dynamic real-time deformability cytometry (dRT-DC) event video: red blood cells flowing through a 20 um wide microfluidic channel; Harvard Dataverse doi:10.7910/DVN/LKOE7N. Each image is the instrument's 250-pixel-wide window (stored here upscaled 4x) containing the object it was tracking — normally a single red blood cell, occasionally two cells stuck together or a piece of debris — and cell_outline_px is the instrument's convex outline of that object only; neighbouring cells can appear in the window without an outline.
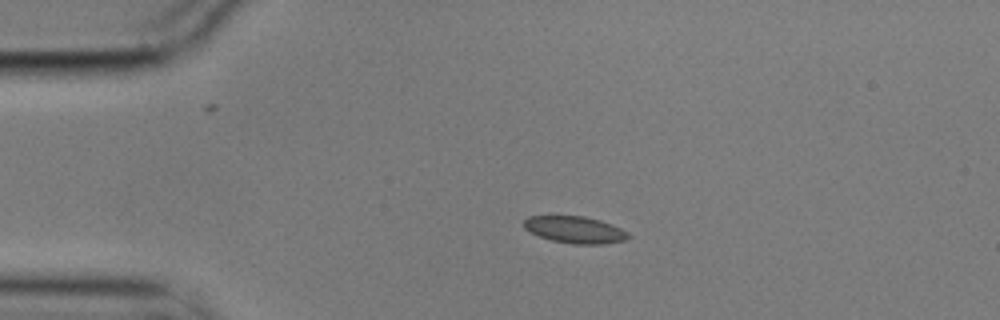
{"species": "common noctule bat (a hibernating species)", "species_latin": "Nyctalus noctula", "temperature_condition": "cold", "stored_images_in_passage": 9, "camera_frame_rate_fps": 3000, "um_per_image_px": 0.085, "animal": {"sex": "male", "body_mass_g": 17.9}, "frame": {"image": 1, "passage_image": 4, "time_ms": 1.0, "image_size_px": [1000, 320], "cell_outline_px": [[632, 236], [624, 240], [604, 244], [572, 244], [552, 240], [540, 236], [524, 228], [524, 220], [528, 216], [584, 216], [600, 220], [612, 224], [628, 232]], "centroid_in_image_um": [48.9, 19.52], "position_along_channel_um": 36.1, "area_um2": 16.3}}
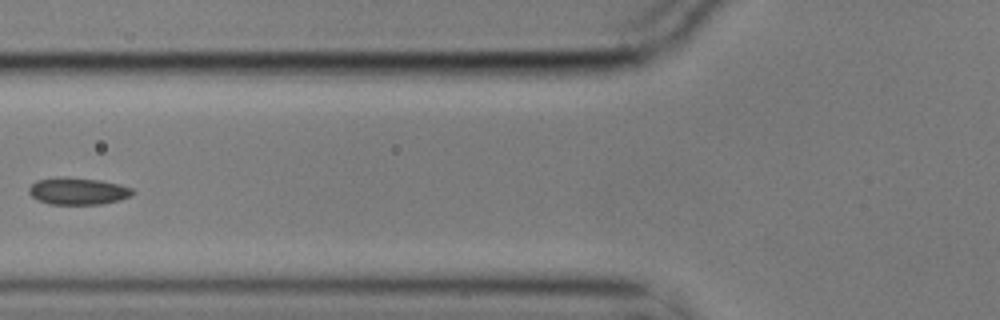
{"frame": {"image": 2, "passage_image": 7, "time_ms": 2.0, "image_size_px": [1000, 320], "cell_outline_px": [[136, 192], [132, 196], [120, 200], [100, 204], [48, 204], [36, 200], [28, 192], [28, 188], [36, 180], [56, 176], [68, 176], [100, 180], [120, 184], [132, 188]], "centroid_in_image_um": [6.61, 16.23], "position_along_channel_um": 119.2, "area_um2": 16.76}}
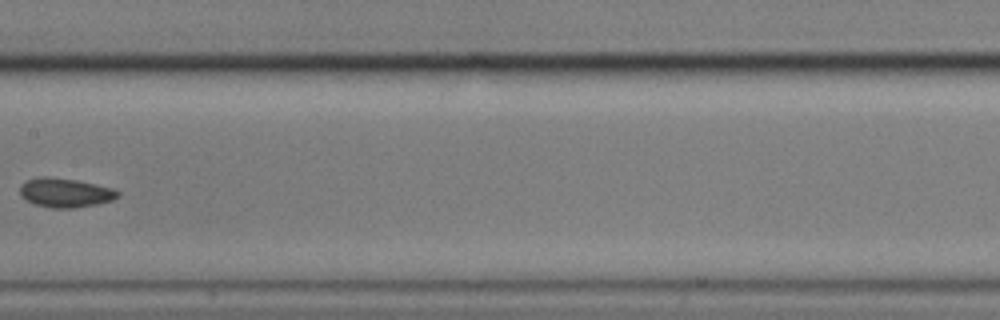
{"frame": {"image": 3, "passage_image": 9, "time_ms": 2.667, "image_size_px": [1000, 320], "cell_outline_px": [[120, 196], [112, 200], [96, 204], [76, 208], [52, 208], [36, 204], [20, 196], [20, 184], [24, 180], [40, 176], [48, 176], [76, 180], [96, 184], [112, 188], [120, 192]], "centroid_in_image_um": [5.53, 16.37], "position_along_channel_um": 201.9, "area_um2": 16.76}}